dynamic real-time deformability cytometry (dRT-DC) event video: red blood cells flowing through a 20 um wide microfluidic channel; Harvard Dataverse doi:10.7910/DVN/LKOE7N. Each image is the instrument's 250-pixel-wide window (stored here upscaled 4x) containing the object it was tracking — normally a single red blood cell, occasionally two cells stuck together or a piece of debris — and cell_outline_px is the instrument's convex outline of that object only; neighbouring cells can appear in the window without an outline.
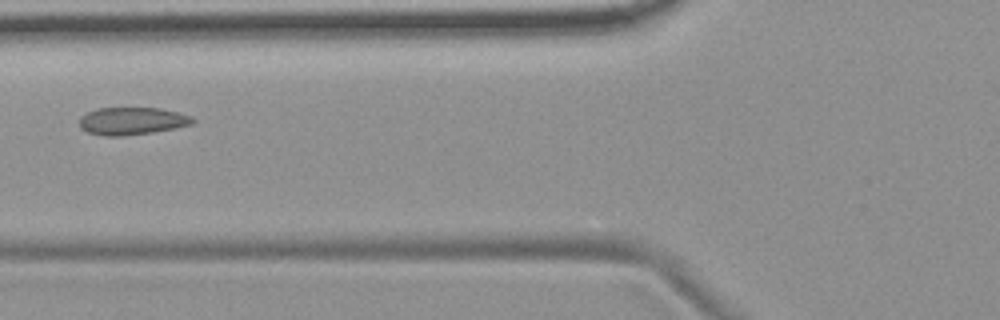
{"species": "common noctule bat (a hibernating species)", "species_latin": "Nyctalus noctula", "temperature_condition": "room temperature", "stored_images_in_passage": 7, "camera_frame_rate_fps": 3000, "um_per_image_px": 0.085, "animal": {"sex": "female", "body_mass_g": 19.9}, "frame": {"image": 1, "passage_image": 4, "time_ms": 4.333, "image_size_px": [1000, 320], "cell_outline_px": [[196, 120], [192, 124], [152, 132], [120, 136], [104, 136], [88, 132], [80, 128], [80, 116], [96, 108], [160, 108], [192, 116]], "centroid_in_image_um": [11.2, 10.28], "position_along_channel_um": 114.6, "area_um2": 18.03}}
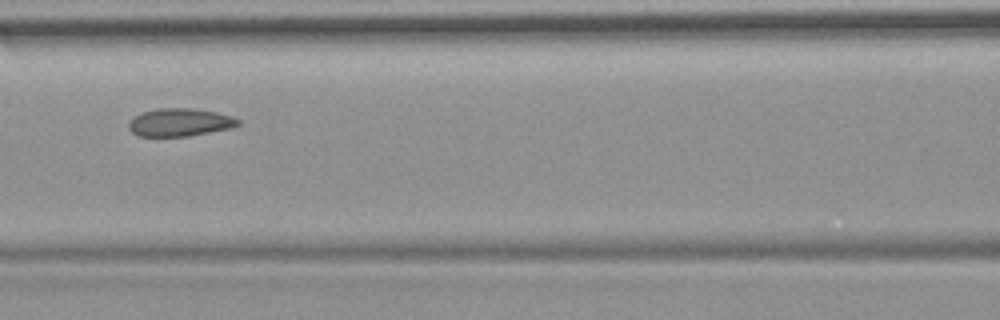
{"frame": {"image": 2, "passage_image": 5, "time_ms": 5.333, "image_size_px": [1000, 320], "cell_outline_px": [[244, 124], [228, 128], [188, 136], [140, 136], [132, 132], [128, 128], [128, 124], [136, 116], [144, 112], [156, 108], [192, 108], [216, 112], [232, 116], [240, 120]], "centroid_in_image_um": [15.32, 10.39], "position_along_channel_um": 151.3, "area_um2": 17.63}}
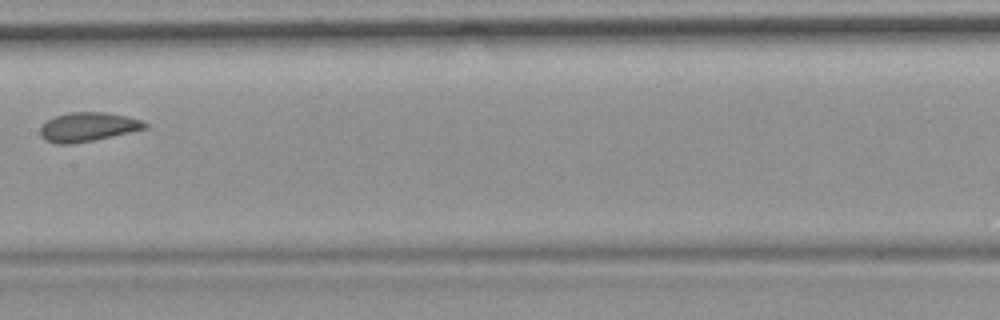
{"frame": {"image": 3, "passage_image": 6, "time_ms": 6.667, "image_size_px": [1000, 320], "cell_outline_px": [[148, 128], [112, 136], [92, 140], [68, 144], [56, 144], [44, 140], [40, 136], [40, 124], [56, 116], [72, 112], [108, 112], [128, 116], [140, 120], [148, 124]], "centroid_in_image_um": [7.45, 10.78], "position_along_channel_um": 200.0, "area_um2": 17.74}}